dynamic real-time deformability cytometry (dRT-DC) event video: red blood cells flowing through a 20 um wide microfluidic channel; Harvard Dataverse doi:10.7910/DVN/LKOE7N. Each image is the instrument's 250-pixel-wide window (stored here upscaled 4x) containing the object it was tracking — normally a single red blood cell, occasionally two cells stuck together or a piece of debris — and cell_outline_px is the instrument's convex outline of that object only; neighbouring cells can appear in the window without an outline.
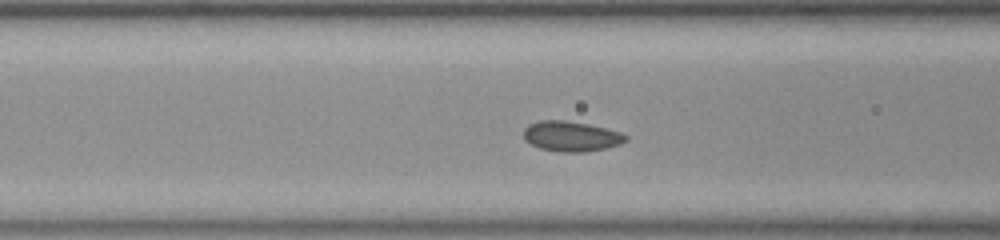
{"species": "common noctule bat (a hibernating species)", "species_latin": "Nyctalus noctula", "temperature_condition": "room temperature", "stored_images_in_passage": 50, "camera_frame_rate_fps": 3000, "um_per_image_px": 0.085, "animal": {"sex": "female", "body_mass_g": 23.0, "forearm_length_mm": 53.4}, "frame": {"image": 1, "passage_image": 17, "time_ms": 5.333, "image_size_px": [1000, 240], "cell_outline_px": [[628, 140], [620, 144], [604, 148], [584, 152], [564, 152], [540, 148], [524, 140], [524, 128], [528, 124], [540, 120], [564, 120], [588, 124], [620, 132], [628, 136]], "centroid_in_image_um": [48.54, 11.58], "position_along_channel_um": 118.1, "area_um2": 17.86}}
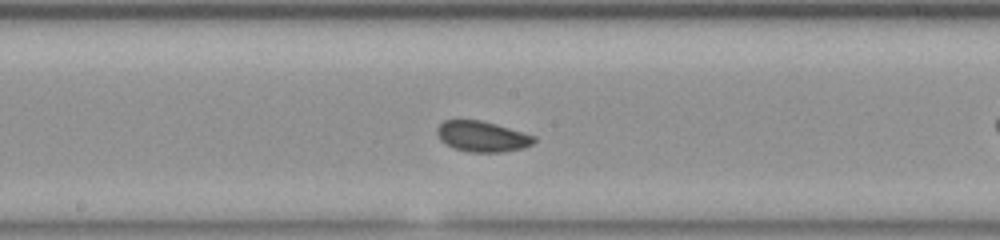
{"frame": {"image": 2, "passage_image": 24, "time_ms": 7.667, "image_size_px": [1000, 240], "cell_outline_px": [[536, 140], [532, 144], [524, 148], [500, 152], [468, 152], [452, 148], [444, 144], [440, 140], [436, 132], [436, 128], [444, 120], [480, 120], [496, 124], [536, 136]], "centroid_in_image_um": [40.96, 11.6], "position_along_channel_um": 207.2, "area_um2": 17.46}}
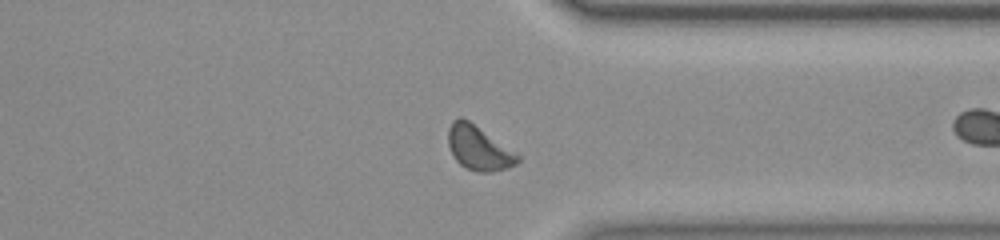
{"frame": {"image": 3, "passage_image": 37, "time_ms": 12.0, "image_size_px": [1000, 240], "cell_outline_px": [[520, 160], [516, 164], [508, 168], [492, 172], [480, 172], [464, 168], [456, 160], [448, 144], [448, 128], [452, 120], [460, 116], [468, 120], [520, 156]], "centroid_in_image_um": [40.66, 12.59], "position_along_channel_um": 370.7, "area_um2": 17.69}, "authors_computed_cell_mechanics": {"area_um2": 17.3111, "velocity_mm_per_s": 3.8334, "shape_relaxation_time_tau1_ms": 3.6571, "shape_relaxation_time_tau2_ms": 10.0054, "deformation_change_tau1": 0.0421, "deformation_change_tau2": 0.1171}}